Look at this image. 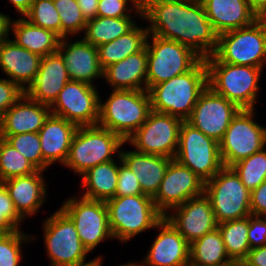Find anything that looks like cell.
Masks as SVG:
<instances>
[{
	"mask_svg": "<svg viewBox=\"0 0 266 266\" xmlns=\"http://www.w3.org/2000/svg\"><path fill=\"white\" fill-rule=\"evenodd\" d=\"M141 6L150 35L176 41L204 60L215 52L218 34L200 0H142Z\"/></svg>",
	"mask_w": 266,
	"mask_h": 266,
	"instance_id": "1",
	"label": "cell"
},
{
	"mask_svg": "<svg viewBox=\"0 0 266 266\" xmlns=\"http://www.w3.org/2000/svg\"><path fill=\"white\" fill-rule=\"evenodd\" d=\"M207 86V65L205 60L201 59L190 71L154 85L148 91L151 110L186 121Z\"/></svg>",
	"mask_w": 266,
	"mask_h": 266,
	"instance_id": "2",
	"label": "cell"
},
{
	"mask_svg": "<svg viewBox=\"0 0 266 266\" xmlns=\"http://www.w3.org/2000/svg\"><path fill=\"white\" fill-rule=\"evenodd\" d=\"M151 112L147 90H113L106 102L100 99L97 125L126 140L145 122Z\"/></svg>",
	"mask_w": 266,
	"mask_h": 266,
	"instance_id": "3",
	"label": "cell"
},
{
	"mask_svg": "<svg viewBox=\"0 0 266 266\" xmlns=\"http://www.w3.org/2000/svg\"><path fill=\"white\" fill-rule=\"evenodd\" d=\"M205 62L210 88L240 109H254L262 68L219 62L213 55Z\"/></svg>",
	"mask_w": 266,
	"mask_h": 266,
	"instance_id": "4",
	"label": "cell"
},
{
	"mask_svg": "<svg viewBox=\"0 0 266 266\" xmlns=\"http://www.w3.org/2000/svg\"><path fill=\"white\" fill-rule=\"evenodd\" d=\"M126 142L114 132L94 126H78L69 148L65 167L79 176L92 167L113 160L114 153Z\"/></svg>",
	"mask_w": 266,
	"mask_h": 266,
	"instance_id": "5",
	"label": "cell"
},
{
	"mask_svg": "<svg viewBox=\"0 0 266 266\" xmlns=\"http://www.w3.org/2000/svg\"><path fill=\"white\" fill-rule=\"evenodd\" d=\"M113 238L127 242L134 236L155 228L164 217L149 195L113 197L105 201Z\"/></svg>",
	"mask_w": 266,
	"mask_h": 266,
	"instance_id": "6",
	"label": "cell"
},
{
	"mask_svg": "<svg viewBox=\"0 0 266 266\" xmlns=\"http://www.w3.org/2000/svg\"><path fill=\"white\" fill-rule=\"evenodd\" d=\"M213 56L219 62L262 68L266 63V27L256 20L218 35Z\"/></svg>",
	"mask_w": 266,
	"mask_h": 266,
	"instance_id": "7",
	"label": "cell"
},
{
	"mask_svg": "<svg viewBox=\"0 0 266 266\" xmlns=\"http://www.w3.org/2000/svg\"><path fill=\"white\" fill-rule=\"evenodd\" d=\"M204 194L210 199L218 224L251 215V192L231 167H223L205 182Z\"/></svg>",
	"mask_w": 266,
	"mask_h": 266,
	"instance_id": "8",
	"label": "cell"
},
{
	"mask_svg": "<svg viewBox=\"0 0 266 266\" xmlns=\"http://www.w3.org/2000/svg\"><path fill=\"white\" fill-rule=\"evenodd\" d=\"M174 159L188 167L204 182L209 181L224 167L219 143L187 121L181 123L179 145Z\"/></svg>",
	"mask_w": 266,
	"mask_h": 266,
	"instance_id": "9",
	"label": "cell"
},
{
	"mask_svg": "<svg viewBox=\"0 0 266 266\" xmlns=\"http://www.w3.org/2000/svg\"><path fill=\"white\" fill-rule=\"evenodd\" d=\"M152 36L147 48V91L154 85L190 71L201 58L182 44Z\"/></svg>",
	"mask_w": 266,
	"mask_h": 266,
	"instance_id": "10",
	"label": "cell"
},
{
	"mask_svg": "<svg viewBox=\"0 0 266 266\" xmlns=\"http://www.w3.org/2000/svg\"><path fill=\"white\" fill-rule=\"evenodd\" d=\"M254 109H240L219 142L224 167H231L266 146V127L253 121Z\"/></svg>",
	"mask_w": 266,
	"mask_h": 266,
	"instance_id": "11",
	"label": "cell"
},
{
	"mask_svg": "<svg viewBox=\"0 0 266 266\" xmlns=\"http://www.w3.org/2000/svg\"><path fill=\"white\" fill-rule=\"evenodd\" d=\"M182 119L151 110L145 122L126 140L138 152L174 159Z\"/></svg>",
	"mask_w": 266,
	"mask_h": 266,
	"instance_id": "12",
	"label": "cell"
},
{
	"mask_svg": "<svg viewBox=\"0 0 266 266\" xmlns=\"http://www.w3.org/2000/svg\"><path fill=\"white\" fill-rule=\"evenodd\" d=\"M43 225L45 248L51 266L86 262L89 252L81 242L73 221L60 208Z\"/></svg>",
	"mask_w": 266,
	"mask_h": 266,
	"instance_id": "13",
	"label": "cell"
},
{
	"mask_svg": "<svg viewBox=\"0 0 266 266\" xmlns=\"http://www.w3.org/2000/svg\"><path fill=\"white\" fill-rule=\"evenodd\" d=\"M60 209L73 221L78 236L88 252L102 240L113 238L105 201L81 196L67 199Z\"/></svg>",
	"mask_w": 266,
	"mask_h": 266,
	"instance_id": "14",
	"label": "cell"
},
{
	"mask_svg": "<svg viewBox=\"0 0 266 266\" xmlns=\"http://www.w3.org/2000/svg\"><path fill=\"white\" fill-rule=\"evenodd\" d=\"M99 92L94 85L69 81L49 106L51 114L77 126H94L99 120Z\"/></svg>",
	"mask_w": 266,
	"mask_h": 266,
	"instance_id": "15",
	"label": "cell"
},
{
	"mask_svg": "<svg viewBox=\"0 0 266 266\" xmlns=\"http://www.w3.org/2000/svg\"><path fill=\"white\" fill-rule=\"evenodd\" d=\"M239 110L235 103L207 86L200 94L191 116L186 121L219 143Z\"/></svg>",
	"mask_w": 266,
	"mask_h": 266,
	"instance_id": "16",
	"label": "cell"
},
{
	"mask_svg": "<svg viewBox=\"0 0 266 266\" xmlns=\"http://www.w3.org/2000/svg\"><path fill=\"white\" fill-rule=\"evenodd\" d=\"M204 189L205 182L202 179L188 167L173 159L169 163L157 193L152 198L157 210L165 216L169 210L187 200L203 195Z\"/></svg>",
	"mask_w": 266,
	"mask_h": 266,
	"instance_id": "17",
	"label": "cell"
},
{
	"mask_svg": "<svg viewBox=\"0 0 266 266\" xmlns=\"http://www.w3.org/2000/svg\"><path fill=\"white\" fill-rule=\"evenodd\" d=\"M172 210L175 213H167L164 217L189 244L218 228L210 199L205 194L191 198Z\"/></svg>",
	"mask_w": 266,
	"mask_h": 266,
	"instance_id": "18",
	"label": "cell"
},
{
	"mask_svg": "<svg viewBox=\"0 0 266 266\" xmlns=\"http://www.w3.org/2000/svg\"><path fill=\"white\" fill-rule=\"evenodd\" d=\"M161 231L152 243L142 265L133 266H189L190 244L163 217L156 225ZM144 264V265H143Z\"/></svg>",
	"mask_w": 266,
	"mask_h": 266,
	"instance_id": "19",
	"label": "cell"
},
{
	"mask_svg": "<svg viewBox=\"0 0 266 266\" xmlns=\"http://www.w3.org/2000/svg\"><path fill=\"white\" fill-rule=\"evenodd\" d=\"M51 114L50 107L24 94L0 117V136L38 133Z\"/></svg>",
	"mask_w": 266,
	"mask_h": 266,
	"instance_id": "20",
	"label": "cell"
},
{
	"mask_svg": "<svg viewBox=\"0 0 266 266\" xmlns=\"http://www.w3.org/2000/svg\"><path fill=\"white\" fill-rule=\"evenodd\" d=\"M67 39L69 40L68 37L60 39L57 51L66 64L70 80L94 85L93 79L103 76L97 47L83 39H79L74 43H68Z\"/></svg>",
	"mask_w": 266,
	"mask_h": 266,
	"instance_id": "21",
	"label": "cell"
},
{
	"mask_svg": "<svg viewBox=\"0 0 266 266\" xmlns=\"http://www.w3.org/2000/svg\"><path fill=\"white\" fill-rule=\"evenodd\" d=\"M69 81L66 64L57 51L42 57L36 78L25 93L32 100L50 106Z\"/></svg>",
	"mask_w": 266,
	"mask_h": 266,
	"instance_id": "22",
	"label": "cell"
},
{
	"mask_svg": "<svg viewBox=\"0 0 266 266\" xmlns=\"http://www.w3.org/2000/svg\"><path fill=\"white\" fill-rule=\"evenodd\" d=\"M41 59V56L17 45L13 40L0 43V68L24 92L34 82Z\"/></svg>",
	"mask_w": 266,
	"mask_h": 266,
	"instance_id": "23",
	"label": "cell"
},
{
	"mask_svg": "<svg viewBox=\"0 0 266 266\" xmlns=\"http://www.w3.org/2000/svg\"><path fill=\"white\" fill-rule=\"evenodd\" d=\"M78 126L62 117L50 114L38 132L42 158L50 166L59 161L64 165Z\"/></svg>",
	"mask_w": 266,
	"mask_h": 266,
	"instance_id": "24",
	"label": "cell"
},
{
	"mask_svg": "<svg viewBox=\"0 0 266 266\" xmlns=\"http://www.w3.org/2000/svg\"><path fill=\"white\" fill-rule=\"evenodd\" d=\"M218 35L251 25L257 15L247 0H200Z\"/></svg>",
	"mask_w": 266,
	"mask_h": 266,
	"instance_id": "25",
	"label": "cell"
},
{
	"mask_svg": "<svg viewBox=\"0 0 266 266\" xmlns=\"http://www.w3.org/2000/svg\"><path fill=\"white\" fill-rule=\"evenodd\" d=\"M43 171L33 174L10 178L1 182L7 189L18 214L25 217L36 214L46 198V184Z\"/></svg>",
	"mask_w": 266,
	"mask_h": 266,
	"instance_id": "26",
	"label": "cell"
},
{
	"mask_svg": "<svg viewBox=\"0 0 266 266\" xmlns=\"http://www.w3.org/2000/svg\"><path fill=\"white\" fill-rule=\"evenodd\" d=\"M122 162L129 167L139 181L142 192L153 197L164 178L169 163V157L150 155L133 151H121Z\"/></svg>",
	"mask_w": 266,
	"mask_h": 266,
	"instance_id": "27",
	"label": "cell"
},
{
	"mask_svg": "<svg viewBox=\"0 0 266 266\" xmlns=\"http://www.w3.org/2000/svg\"><path fill=\"white\" fill-rule=\"evenodd\" d=\"M102 77L112 86V90H147L146 46L141 51L106 67Z\"/></svg>",
	"mask_w": 266,
	"mask_h": 266,
	"instance_id": "28",
	"label": "cell"
},
{
	"mask_svg": "<svg viewBox=\"0 0 266 266\" xmlns=\"http://www.w3.org/2000/svg\"><path fill=\"white\" fill-rule=\"evenodd\" d=\"M13 40L17 45L41 57L57 52L60 37L53 31L31 24L27 19L12 20Z\"/></svg>",
	"mask_w": 266,
	"mask_h": 266,
	"instance_id": "29",
	"label": "cell"
},
{
	"mask_svg": "<svg viewBox=\"0 0 266 266\" xmlns=\"http://www.w3.org/2000/svg\"><path fill=\"white\" fill-rule=\"evenodd\" d=\"M119 165L114 160L98 164L82 175V187L86 188L82 197L107 201L115 197L118 183Z\"/></svg>",
	"mask_w": 266,
	"mask_h": 266,
	"instance_id": "30",
	"label": "cell"
},
{
	"mask_svg": "<svg viewBox=\"0 0 266 266\" xmlns=\"http://www.w3.org/2000/svg\"><path fill=\"white\" fill-rule=\"evenodd\" d=\"M147 28L136 25L125 35L115 40L100 45L98 49L99 64L102 70L117 63L131 54L141 51L146 46L147 38H150Z\"/></svg>",
	"mask_w": 266,
	"mask_h": 266,
	"instance_id": "31",
	"label": "cell"
},
{
	"mask_svg": "<svg viewBox=\"0 0 266 266\" xmlns=\"http://www.w3.org/2000/svg\"><path fill=\"white\" fill-rule=\"evenodd\" d=\"M231 263L218 228L190 244L189 266H228Z\"/></svg>",
	"mask_w": 266,
	"mask_h": 266,
	"instance_id": "32",
	"label": "cell"
},
{
	"mask_svg": "<svg viewBox=\"0 0 266 266\" xmlns=\"http://www.w3.org/2000/svg\"><path fill=\"white\" fill-rule=\"evenodd\" d=\"M136 26L131 17H100L88 20L85 29L84 41L93 46L109 43L116 38L125 35Z\"/></svg>",
	"mask_w": 266,
	"mask_h": 266,
	"instance_id": "33",
	"label": "cell"
},
{
	"mask_svg": "<svg viewBox=\"0 0 266 266\" xmlns=\"http://www.w3.org/2000/svg\"><path fill=\"white\" fill-rule=\"evenodd\" d=\"M249 216L218 224L226 252L233 262L242 261L250 250L248 242Z\"/></svg>",
	"mask_w": 266,
	"mask_h": 266,
	"instance_id": "34",
	"label": "cell"
},
{
	"mask_svg": "<svg viewBox=\"0 0 266 266\" xmlns=\"http://www.w3.org/2000/svg\"><path fill=\"white\" fill-rule=\"evenodd\" d=\"M264 149L231 166L250 192L266 181V150Z\"/></svg>",
	"mask_w": 266,
	"mask_h": 266,
	"instance_id": "35",
	"label": "cell"
},
{
	"mask_svg": "<svg viewBox=\"0 0 266 266\" xmlns=\"http://www.w3.org/2000/svg\"><path fill=\"white\" fill-rule=\"evenodd\" d=\"M37 169L5 139L0 137V183L14 177L27 176Z\"/></svg>",
	"mask_w": 266,
	"mask_h": 266,
	"instance_id": "36",
	"label": "cell"
},
{
	"mask_svg": "<svg viewBox=\"0 0 266 266\" xmlns=\"http://www.w3.org/2000/svg\"><path fill=\"white\" fill-rule=\"evenodd\" d=\"M23 155L37 170L45 171L49 165L42 158L38 133H22L11 136H0Z\"/></svg>",
	"mask_w": 266,
	"mask_h": 266,
	"instance_id": "37",
	"label": "cell"
},
{
	"mask_svg": "<svg viewBox=\"0 0 266 266\" xmlns=\"http://www.w3.org/2000/svg\"><path fill=\"white\" fill-rule=\"evenodd\" d=\"M24 18L35 26L53 31L61 38V21L53 0H34Z\"/></svg>",
	"mask_w": 266,
	"mask_h": 266,
	"instance_id": "38",
	"label": "cell"
},
{
	"mask_svg": "<svg viewBox=\"0 0 266 266\" xmlns=\"http://www.w3.org/2000/svg\"><path fill=\"white\" fill-rule=\"evenodd\" d=\"M61 21V38L77 35L85 29L83 17L76 0H53Z\"/></svg>",
	"mask_w": 266,
	"mask_h": 266,
	"instance_id": "39",
	"label": "cell"
},
{
	"mask_svg": "<svg viewBox=\"0 0 266 266\" xmlns=\"http://www.w3.org/2000/svg\"><path fill=\"white\" fill-rule=\"evenodd\" d=\"M31 236L22 233L21 229L8 234H0V266H19L21 257V243Z\"/></svg>",
	"mask_w": 266,
	"mask_h": 266,
	"instance_id": "40",
	"label": "cell"
},
{
	"mask_svg": "<svg viewBox=\"0 0 266 266\" xmlns=\"http://www.w3.org/2000/svg\"><path fill=\"white\" fill-rule=\"evenodd\" d=\"M24 219L18 214L5 186L0 183V234H8L19 229Z\"/></svg>",
	"mask_w": 266,
	"mask_h": 266,
	"instance_id": "41",
	"label": "cell"
},
{
	"mask_svg": "<svg viewBox=\"0 0 266 266\" xmlns=\"http://www.w3.org/2000/svg\"><path fill=\"white\" fill-rule=\"evenodd\" d=\"M129 0H99L97 7V16L100 17H111V18H120V17H131L128 13L130 9L128 8ZM133 4L137 14L142 18V0H130Z\"/></svg>",
	"mask_w": 266,
	"mask_h": 266,
	"instance_id": "42",
	"label": "cell"
},
{
	"mask_svg": "<svg viewBox=\"0 0 266 266\" xmlns=\"http://www.w3.org/2000/svg\"><path fill=\"white\" fill-rule=\"evenodd\" d=\"M117 155L121 162L115 197L146 195L142 192L139 181L134 173L122 162L120 154L117 153Z\"/></svg>",
	"mask_w": 266,
	"mask_h": 266,
	"instance_id": "43",
	"label": "cell"
},
{
	"mask_svg": "<svg viewBox=\"0 0 266 266\" xmlns=\"http://www.w3.org/2000/svg\"><path fill=\"white\" fill-rule=\"evenodd\" d=\"M24 94L10 79L0 78V117Z\"/></svg>",
	"mask_w": 266,
	"mask_h": 266,
	"instance_id": "44",
	"label": "cell"
},
{
	"mask_svg": "<svg viewBox=\"0 0 266 266\" xmlns=\"http://www.w3.org/2000/svg\"><path fill=\"white\" fill-rule=\"evenodd\" d=\"M249 215L248 242L250 249L266 245V216Z\"/></svg>",
	"mask_w": 266,
	"mask_h": 266,
	"instance_id": "45",
	"label": "cell"
},
{
	"mask_svg": "<svg viewBox=\"0 0 266 266\" xmlns=\"http://www.w3.org/2000/svg\"><path fill=\"white\" fill-rule=\"evenodd\" d=\"M250 213L254 216H266V181L251 191Z\"/></svg>",
	"mask_w": 266,
	"mask_h": 266,
	"instance_id": "46",
	"label": "cell"
},
{
	"mask_svg": "<svg viewBox=\"0 0 266 266\" xmlns=\"http://www.w3.org/2000/svg\"><path fill=\"white\" fill-rule=\"evenodd\" d=\"M244 261L252 266H266V245L250 249Z\"/></svg>",
	"mask_w": 266,
	"mask_h": 266,
	"instance_id": "47",
	"label": "cell"
},
{
	"mask_svg": "<svg viewBox=\"0 0 266 266\" xmlns=\"http://www.w3.org/2000/svg\"><path fill=\"white\" fill-rule=\"evenodd\" d=\"M86 21L97 17L99 0H76Z\"/></svg>",
	"mask_w": 266,
	"mask_h": 266,
	"instance_id": "48",
	"label": "cell"
},
{
	"mask_svg": "<svg viewBox=\"0 0 266 266\" xmlns=\"http://www.w3.org/2000/svg\"><path fill=\"white\" fill-rule=\"evenodd\" d=\"M11 21L12 20L9 18V16L0 12V43L4 40H7L11 29Z\"/></svg>",
	"mask_w": 266,
	"mask_h": 266,
	"instance_id": "49",
	"label": "cell"
},
{
	"mask_svg": "<svg viewBox=\"0 0 266 266\" xmlns=\"http://www.w3.org/2000/svg\"><path fill=\"white\" fill-rule=\"evenodd\" d=\"M10 3L16 8V10L24 16L31 8L34 0H9Z\"/></svg>",
	"mask_w": 266,
	"mask_h": 266,
	"instance_id": "50",
	"label": "cell"
},
{
	"mask_svg": "<svg viewBox=\"0 0 266 266\" xmlns=\"http://www.w3.org/2000/svg\"><path fill=\"white\" fill-rule=\"evenodd\" d=\"M250 9L258 16L266 7V0H247Z\"/></svg>",
	"mask_w": 266,
	"mask_h": 266,
	"instance_id": "51",
	"label": "cell"
},
{
	"mask_svg": "<svg viewBox=\"0 0 266 266\" xmlns=\"http://www.w3.org/2000/svg\"><path fill=\"white\" fill-rule=\"evenodd\" d=\"M102 259L100 256H98L97 258L91 260L90 262H84L81 264H77V265H68V266H101L102 264Z\"/></svg>",
	"mask_w": 266,
	"mask_h": 266,
	"instance_id": "52",
	"label": "cell"
},
{
	"mask_svg": "<svg viewBox=\"0 0 266 266\" xmlns=\"http://www.w3.org/2000/svg\"><path fill=\"white\" fill-rule=\"evenodd\" d=\"M257 20L266 27V7L257 16Z\"/></svg>",
	"mask_w": 266,
	"mask_h": 266,
	"instance_id": "53",
	"label": "cell"
},
{
	"mask_svg": "<svg viewBox=\"0 0 266 266\" xmlns=\"http://www.w3.org/2000/svg\"><path fill=\"white\" fill-rule=\"evenodd\" d=\"M236 266H252V265H249L244 260H242V261H237Z\"/></svg>",
	"mask_w": 266,
	"mask_h": 266,
	"instance_id": "54",
	"label": "cell"
},
{
	"mask_svg": "<svg viewBox=\"0 0 266 266\" xmlns=\"http://www.w3.org/2000/svg\"><path fill=\"white\" fill-rule=\"evenodd\" d=\"M121 266H133L132 263L122 264Z\"/></svg>",
	"mask_w": 266,
	"mask_h": 266,
	"instance_id": "55",
	"label": "cell"
},
{
	"mask_svg": "<svg viewBox=\"0 0 266 266\" xmlns=\"http://www.w3.org/2000/svg\"><path fill=\"white\" fill-rule=\"evenodd\" d=\"M228 266H236V262H233V263H231V264L228 265Z\"/></svg>",
	"mask_w": 266,
	"mask_h": 266,
	"instance_id": "56",
	"label": "cell"
}]
</instances>
